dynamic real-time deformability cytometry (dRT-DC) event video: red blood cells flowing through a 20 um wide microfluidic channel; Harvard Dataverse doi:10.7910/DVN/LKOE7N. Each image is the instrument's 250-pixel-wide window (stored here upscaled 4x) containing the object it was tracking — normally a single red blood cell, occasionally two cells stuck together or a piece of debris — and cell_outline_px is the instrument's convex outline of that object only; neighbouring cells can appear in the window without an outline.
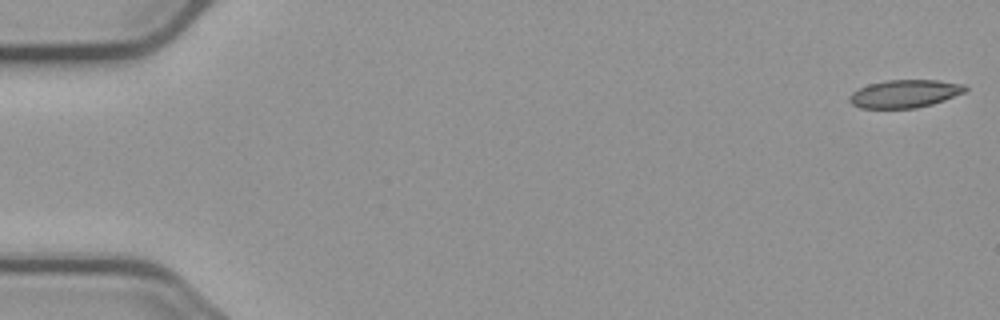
{"species": "common noctule bat (a hibernating species)", "species_latin": "Nyctalus noctula", "temperature_condition": "cold", "stored_images_in_passage": 15, "camera_frame_rate_fps": 3000, "um_per_image_px": 0.085, "animal": {"sex": "male", "body_mass_g": 23.1, "forearm_length_mm": 52.7}, "frame": {"image": 1, "passage_image": 1, "time_ms": 0.0, "image_size_px": [1000, 320], "cell_outline_px": [[968, 88], [964, 92], [944, 100], [932, 104], [916, 108], [860, 108], [852, 104], [848, 100], [848, 96], [852, 92], [868, 84], [888, 80], [936, 80], [964, 84]], "centroid_in_image_um": [76.88, 7.96], "position_along_channel_um": 8.1, "area_um2": 18.79}}
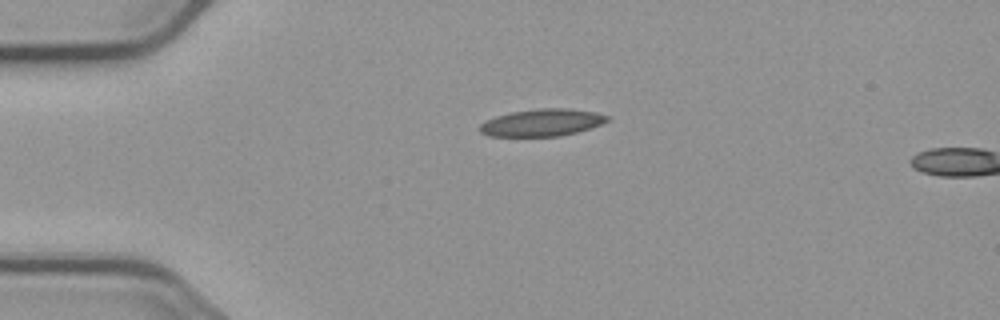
{"frame": {"image": 2, "passage_image": 13, "time_ms": 4.0, "image_size_px": [1000, 320], "cell_outline_px": [[612, 120], [576, 132], [560, 136], [488, 136], [480, 132], [480, 124], [496, 116], [512, 112], [540, 108], [568, 108], [596, 112], [608, 116]], "centroid_in_image_um": [46.09, 10.41], "position_along_channel_um": 38.9, "area_um2": 20.06}}